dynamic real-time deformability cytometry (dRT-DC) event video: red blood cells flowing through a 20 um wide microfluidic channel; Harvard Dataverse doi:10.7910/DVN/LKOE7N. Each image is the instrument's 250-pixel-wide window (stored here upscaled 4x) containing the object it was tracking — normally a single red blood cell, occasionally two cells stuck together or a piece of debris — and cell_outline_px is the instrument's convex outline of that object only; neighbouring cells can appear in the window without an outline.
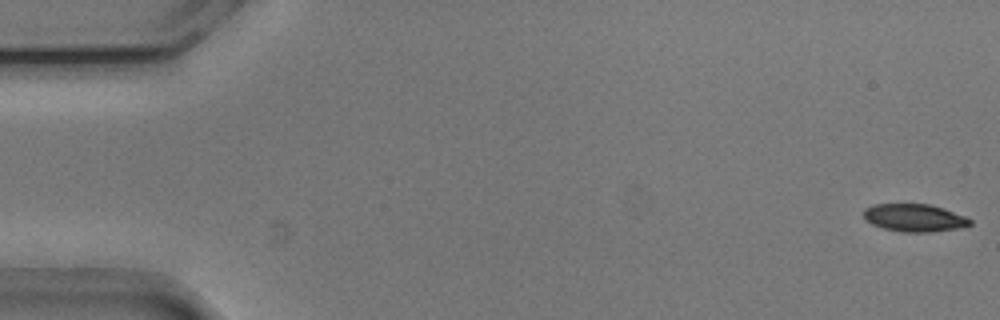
{"species": "common noctule bat (a hibernating species)", "species_latin": "Nyctalus noctula", "temperature_condition": "cold", "stored_images_in_passage": 8, "camera_frame_rate_fps": 3000, "um_per_image_px": 0.085, "animal": {"sex": "male", "body_mass_g": 20.5, "forearm_length_mm": 52.5}, "frame": {"image": 1, "passage_image": 1, "time_ms": 0.0, "image_size_px": [1000, 320], "cell_outline_px": [[972, 224], [960, 228], [928, 232], [900, 232], [884, 228], [872, 224], [864, 220], [864, 208], [872, 204], [928, 204], [944, 208], [964, 216], [972, 220]], "centroid_in_image_um": [77.7, 18.51], "position_along_channel_um": 7.3, "area_um2": 17.22}}